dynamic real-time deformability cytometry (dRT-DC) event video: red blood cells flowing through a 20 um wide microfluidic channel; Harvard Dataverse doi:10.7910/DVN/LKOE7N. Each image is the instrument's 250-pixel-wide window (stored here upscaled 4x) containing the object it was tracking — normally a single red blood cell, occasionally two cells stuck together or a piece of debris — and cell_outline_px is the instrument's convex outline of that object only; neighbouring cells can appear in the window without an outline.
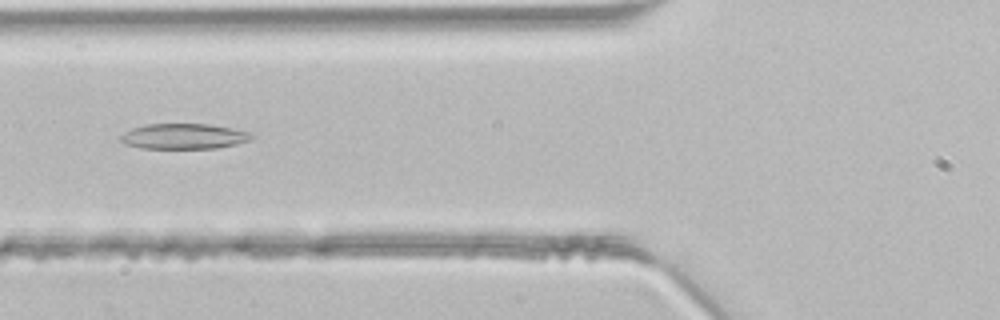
{"species": "common noctule bat (a hibernating species)", "species_latin": "Nyctalus noctula", "temperature_condition": "room temperature", "stored_images_in_passage": 32, "camera_frame_rate_fps": 3000, "um_per_image_px": 0.085, "animal": {"sex": "male", "body_mass_g": 21.5, "forearm_length_mm": 52.0}, "frame": {"image": 1, "passage_image": 4, "time_ms": 1.0, "image_size_px": [1000, 320], "cell_outline_px": [[252, 140], [236, 144], [216, 148], [140, 148], [124, 144], [120, 140], [120, 136], [124, 132], [132, 128], [148, 124], [208, 124], [232, 128], [252, 132]], "centroid_in_image_um": [15.63, 11.58], "position_along_channel_um": 110.2, "area_um2": 19.42}}
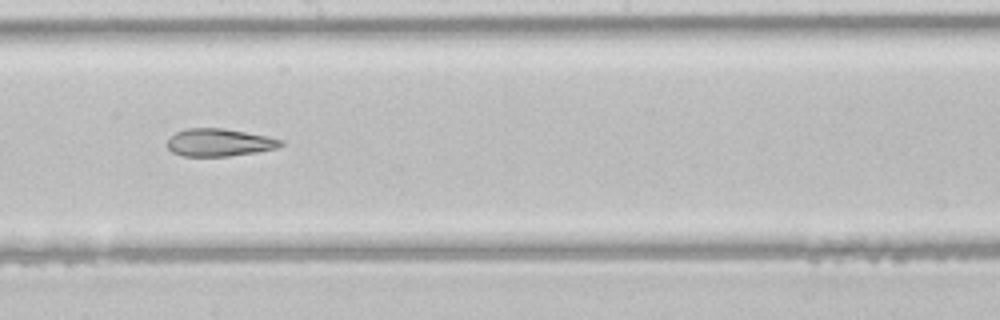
{"frame": {"image": 2, "passage_image": 12, "time_ms": 3.667, "image_size_px": [1000, 320], "cell_outline_px": [[284, 144], [276, 148], [256, 152], [228, 156], [184, 156], [172, 152], [168, 148], [168, 140], [176, 132], [188, 128], [224, 128], [284, 140]], "centroid_in_image_um": [18.63, 12.11], "position_along_channel_um": 229.6, "area_um2": 18.03}}
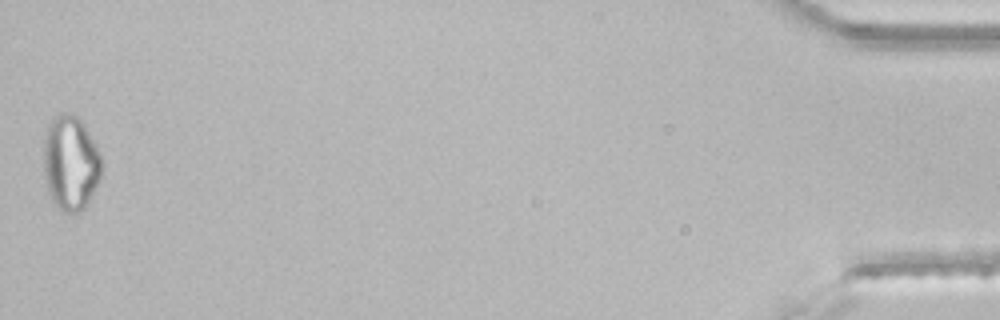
{"frame": {"image": 3, "passage_image": 32, "time_ms": 10.333, "image_size_px": [1000, 320], "cell_outline_px": [[104, 164], [100, 180], [88, 204], [80, 212], [64, 212], [56, 204], [48, 192], [44, 172], [44, 136], [48, 124], [60, 112], [64, 112], [76, 116], [84, 124]], "centroid_in_image_um": [6.01, 13.86], "position_along_channel_um": 429.2, "area_um2": 32.02}}